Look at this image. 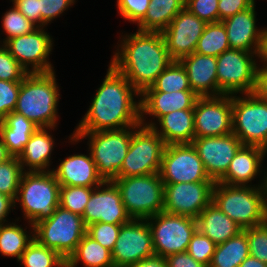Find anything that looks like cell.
<instances>
[{"label": "cell", "mask_w": 267, "mask_h": 267, "mask_svg": "<svg viewBox=\"0 0 267 267\" xmlns=\"http://www.w3.org/2000/svg\"><path fill=\"white\" fill-rule=\"evenodd\" d=\"M140 93L111 64L87 113L73 132L120 130L140 122Z\"/></svg>", "instance_id": "6da1fadb"}, {"label": "cell", "mask_w": 267, "mask_h": 267, "mask_svg": "<svg viewBox=\"0 0 267 267\" xmlns=\"http://www.w3.org/2000/svg\"><path fill=\"white\" fill-rule=\"evenodd\" d=\"M122 36L110 64L141 94L173 60L162 32L137 30Z\"/></svg>", "instance_id": "7a4b0ae2"}, {"label": "cell", "mask_w": 267, "mask_h": 267, "mask_svg": "<svg viewBox=\"0 0 267 267\" xmlns=\"http://www.w3.org/2000/svg\"><path fill=\"white\" fill-rule=\"evenodd\" d=\"M55 71L29 73L22 81L15 112L23 114L39 128L57 126L59 87Z\"/></svg>", "instance_id": "3957f363"}, {"label": "cell", "mask_w": 267, "mask_h": 267, "mask_svg": "<svg viewBox=\"0 0 267 267\" xmlns=\"http://www.w3.org/2000/svg\"><path fill=\"white\" fill-rule=\"evenodd\" d=\"M260 186L215 182L212 202L242 229L258 226L267 221V208Z\"/></svg>", "instance_id": "277c9868"}, {"label": "cell", "mask_w": 267, "mask_h": 267, "mask_svg": "<svg viewBox=\"0 0 267 267\" xmlns=\"http://www.w3.org/2000/svg\"><path fill=\"white\" fill-rule=\"evenodd\" d=\"M60 187L52 171L23 173L15 202L18 201L31 229L54 214L59 206Z\"/></svg>", "instance_id": "5b68a950"}, {"label": "cell", "mask_w": 267, "mask_h": 267, "mask_svg": "<svg viewBox=\"0 0 267 267\" xmlns=\"http://www.w3.org/2000/svg\"><path fill=\"white\" fill-rule=\"evenodd\" d=\"M132 134L133 127L120 130L73 132L69 140L71 143H78L85 137L88 138V151L96 164L98 175L105 182L118 178V172L129 150Z\"/></svg>", "instance_id": "8992f818"}, {"label": "cell", "mask_w": 267, "mask_h": 267, "mask_svg": "<svg viewBox=\"0 0 267 267\" xmlns=\"http://www.w3.org/2000/svg\"><path fill=\"white\" fill-rule=\"evenodd\" d=\"M86 230L82 216L58 206L51 217L34 225V238L67 261Z\"/></svg>", "instance_id": "52a82bcc"}, {"label": "cell", "mask_w": 267, "mask_h": 267, "mask_svg": "<svg viewBox=\"0 0 267 267\" xmlns=\"http://www.w3.org/2000/svg\"><path fill=\"white\" fill-rule=\"evenodd\" d=\"M113 182L131 219H147L163 211L164 183L159 173L117 178Z\"/></svg>", "instance_id": "ba28073f"}, {"label": "cell", "mask_w": 267, "mask_h": 267, "mask_svg": "<svg viewBox=\"0 0 267 267\" xmlns=\"http://www.w3.org/2000/svg\"><path fill=\"white\" fill-rule=\"evenodd\" d=\"M262 52L227 49L217 58L218 96L253 93Z\"/></svg>", "instance_id": "9c48e42d"}, {"label": "cell", "mask_w": 267, "mask_h": 267, "mask_svg": "<svg viewBox=\"0 0 267 267\" xmlns=\"http://www.w3.org/2000/svg\"><path fill=\"white\" fill-rule=\"evenodd\" d=\"M165 148L164 139L152 127L142 124L134 126L129 150L118 178L159 173Z\"/></svg>", "instance_id": "30bf717a"}, {"label": "cell", "mask_w": 267, "mask_h": 267, "mask_svg": "<svg viewBox=\"0 0 267 267\" xmlns=\"http://www.w3.org/2000/svg\"><path fill=\"white\" fill-rule=\"evenodd\" d=\"M232 133L243 145L267 151V102L254 93L232 95Z\"/></svg>", "instance_id": "8fae6325"}, {"label": "cell", "mask_w": 267, "mask_h": 267, "mask_svg": "<svg viewBox=\"0 0 267 267\" xmlns=\"http://www.w3.org/2000/svg\"><path fill=\"white\" fill-rule=\"evenodd\" d=\"M147 222L151 229L155 255L164 258L171 254L186 252L197 230L195 218L164 211L147 218Z\"/></svg>", "instance_id": "7c38bea8"}, {"label": "cell", "mask_w": 267, "mask_h": 267, "mask_svg": "<svg viewBox=\"0 0 267 267\" xmlns=\"http://www.w3.org/2000/svg\"><path fill=\"white\" fill-rule=\"evenodd\" d=\"M159 175L163 183L213 181L192 144L166 145Z\"/></svg>", "instance_id": "4fadbf2b"}, {"label": "cell", "mask_w": 267, "mask_h": 267, "mask_svg": "<svg viewBox=\"0 0 267 267\" xmlns=\"http://www.w3.org/2000/svg\"><path fill=\"white\" fill-rule=\"evenodd\" d=\"M3 45L28 73L53 72L54 67L48 61L53 50V39L44 27H37L26 35L11 38Z\"/></svg>", "instance_id": "5bb4252c"}, {"label": "cell", "mask_w": 267, "mask_h": 267, "mask_svg": "<svg viewBox=\"0 0 267 267\" xmlns=\"http://www.w3.org/2000/svg\"><path fill=\"white\" fill-rule=\"evenodd\" d=\"M155 255L147 219H131L121 225L112 251L114 267H127Z\"/></svg>", "instance_id": "9a60e30c"}, {"label": "cell", "mask_w": 267, "mask_h": 267, "mask_svg": "<svg viewBox=\"0 0 267 267\" xmlns=\"http://www.w3.org/2000/svg\"><path fill=\"white\" fill-rule=\"evenodd\" d=\"M214 181L164 183L163 211L197 218L212 202Z\"/></svg>", "instance_id": "2e32d148"}, {"label": "cell", "mask_w": 267, "mask_h": 267, "mask_svg": "<svg viewBox=\"0 0 267 267\" xmlns=\"http://www.w3.org/2000/svg\"><path fill=\"white\" fill-rule=\"evenodd\" d=\"M195 137L232 133V95L199 97L194 106Z\"/></svg>", "instance_id": "e0dca14e"}, {"label": "cell", "mask_w": 267, "mask_h": 267, "mask_svg": "<svg viewBox=\"0 0 267 267\" xmlns=\"http://www.w3.org/2000/svg\"><path fill=\"white\" fill-rule=\"evenodd\" d=\"M191 144L202 160L208 177L214 182L224 176L230 162L243 145L234 133L216 137H195Z\"/></svg>", "instance_id": "ac0fdd59"}, {"label": "cell", "mask_w": 267, "mask_h": 267, "mask_svg": "<svg viewBox=\"0 0 267 267\" xmlns=\"http://www.w3.org/2000/svg\"><path fill=\"white\" fill-rule=\"evenodd\" d=\"M82 218L86 227L96 222L126 224L131 220L113 181H105L93 188Z\"/></svg>", "instance_id": "d6986e66"}, {"label": "cell", "mask_w": 267, "mask_h": 267, "mask_svg": "<svg viewBox=\"0 0 267 267\" xmlns=\"http://www.w3.org/2000/svg\"><path fill=\"white\" fill-rule=\"evenodd\" d=\"M206 24L186 7L173 18L162 32L169 56L173 61H180L195 52Z\"/></svg>", "instance_id": "ffe728a7"}, {"label": "cell", "mask_w": 267, "mask_h": 267, "mask_svg": "<svg viewBox=\"0 0 267 267\" xmlns=\"http://www.w3.org/2000/svg\"><path fill=\"white\" fill-rule=\"evenodd\" d=\"M255 4L222 21L230 48L263 52L265 30L256 27Z\"/></svg>", "instance_id": "44dd1931"}, {"label": "cell", "mask_w": 267, "mask_h": 267, "mask_svg": "<svg viewBox=\"0 0 267 267\" xmlns=\"http://www.w3.org/2000/svg\"><path fill=\"white\" fill-rule=\"evenodd\" d=\"M190 88L198 97L218 96L217 58L194 52L180 60Z\"/></svg>", "instance_id": "7402d4cb"}, {"label": "cell", "mask_w": 267, "mask_h": 267, "mask_svg": "<svg viewBox=\"0 0 267 267\" xmlns=\"http://www.w3.org/2000/svg\"><path fill=\"white\" fill-rule=\"evenodd\" d=\"M56 180L60 186H84L95 188L104 181L98 175L96 164L91 153L70 155L53 169Z\"/></svg>", "instance_id": "603a6c76"}, {"label": "cell", "mask_w": 267, "mask_h": 267, "mask_svg": "<svg viewBox=\"0 0 267 267\" xmlns=\"http://www.w3.org/2000/svg\"><path fill=\"white\" fill-rule=\"evenodd\" d=\"M199 97L192 90L176 92H142L140 94V120L151 115L158 120L172 111L194 109Z\"/></svg>", "instance_id": "cb8c5ba5"}, {"label": "cell", "mask_w": 267, "mask_h": 267, "mask_svg": "<svg viewBox=\"0 0 267 267\" xmlns=\"http://www.w3.org/2000/svg\"><path fill=\"white\" fill-rule=\"evenodd\" d=\"M266 153L267 151L261 147L242 145L230 162L227 172L218 182L248 186V183L262 172L260 168Z\"/></svg>", "instance_id": "d4e9b609"}, {"label": "cell", "mask_w": 267, "mask_h": 267, "mask_svg": "<svg viewBox=\"0 0 267 267\" xmlns=\"http://www.w3.org/2000/svg\"><path fill=\"white\" fill-rule=\"evenodd\" d=\"M141 124L152 127L165 141L166 145L170 144H191L195 138L194 131V109H184L172 111L162 116L156 122H146L140 120Z\"/></svg>", "instance_id": "484cf974"}, {"label": "cell", "mask_w": 267, "mask_h": 267, "mask_svg": "<svg viewBox=\"0 0 267 267\" xmlns=\"http://www.w3.org/2000/svg\"><path fill=\"white\" fill-rule=\"evenodd\" d=\"M50 129L53 130L54 127L38 128L31 135L24 150L17 157L24 172L26 171V167L27 172L52 171L49 167L51 164V153L55 142L52 137L53 135L50 134Z\"/></svg>", "instance_id": "4316f807"}, {"label": "cell", "mask_w": 267, "mask_h": 267, "mask_svg": "<svg viewBox=\"0 0 267 267\" xmlns=\"http://www.w3.org/2000/svg\"><path fill=\"white\" fill-rule=\"evenodd\" d=\"M196 221L197 229L216 245L226 242L243 230L213 202L201 211Z\"/></svg>", "instance_id": "83f0119b"}, {"label": "cell", "mask_w": 267, "mask_h": 267, "mask_svg": "<svg viewBox=\"0 0 267 267\" xmlns=\"http://www.w3.org/2000/svg\"><path fill=\"white\" fill-rule=\"evenodd\" d=\"M38 128L23 114L13 111L0 121V139L7 146L8 151L18 157Z\"/></svg>", "instance_id": "f1b7e54d"}, {"label": "cell", "mask_w": 267, "mask_h": 267, "mask_svg": "<svg viewBox=\"0 0 267 267\" xmlns=\"http://www.w3.org/2000/svg\"><path fill=\"white\" fill-rule=\"evenodd\" d=\"M184 7L185 0H150L144 19L138 24V30L163 32Z\"/></svg>", "instance_id": "f546056e"}, {"label": "cell", "mask_w": 267, "mask_h": 267, "mask_svg": "<svg viewBox=\"0 0 267 267\" xmlns=\"http://www.w3.org/2000/svg\"><path fill=\"white\" fill-rule=\"evenodd\" d=\"M114 267L112 252L104 248L87 233L77 245L75 252L66 261V267Z\"/></svg>", "instance_id": "4dcf8cb0"}, {"label": "cell", "mask_w": 267, "mask_h": 267, "mask_svg": "<svg viewBox=\"0 0 267 267\" xmlns=\"http://www.w3.org/2000/svg\"><path fill=\"white\" fill-rule=\"evenodd\" d=\"M249 255L246 229H243L226 242L216 245L208 267H239Z\"/></svg>", "instance_id": "1f68e13d"}, {"label": "cell", "mask_w": 267, "mask_h": 267, "mask_svg": "<svg viewBox=\"0 0 267 267\" xmlns=\"http://www.w3.org/2000/svg\"><path fill=\"white\" fill-rule=\"evenodd\" d=\"M28 235L26 229L15 222L0 225V253L2 256L16 257L18 262L28 244L34 239V229Z\"/></svg>", "instance_id": "d6a6232c"}, {"label": "cell", "mask_w": 267, "mask_h": 267, "mask_svg": "<svg viewBox=\"0 0 267 267\" xmlns=\"http://www.w3.org/2000/svg\"><path fill=\"white\" fill-rule=\"evenodd\" d=\"M227 49H230L226 28L222 21L207 23L201 37L198 40L195 52L218 57Z\"/></svg>", "instance_id": "836d02e7"}, {"label": "cell", "mask_w": 267, "mask_h": 267, "mask_svg": "<svg viewBox=\"0 0 267 267\" xmlns=\"http://www.w3.org/2000/svg\"><path fill=\"white\" fill-rule=\"evenodd\" d=\"M192 90L189 85L186 69L180 61L171 64L157 77L151 87L143 92H176Z\"/></svg>", "instance_id": "e575fe53"}, {"label": "cell", "mask_w": 267, "mask_h": 267, "mask_svg": "<svg viewBox=\"0 0 267 267\" xmlns=\"http://www.w3.org/2000/svg\"><path fill=\"white\" fill-rule=\"evenodd\" d=\"M19 261L23 267H66L65 259L35 238L28 244Z\"/></svg>", "instance_id": "d590c367"}, {"label": "cell", "mask_w": 267, "mask_h": 267, "mask_svg": "<svg viewBox=\"0 0 267 267\" xmlns=\"http://www.w3.org/2000/svg\"><path fill=\"white\" fill-rule=\"evenodd\" d=\"M93 188L84 186H61L59 196V206L82 216Z\"/></svg>", "instance_id": "8d00e7d4"}, {"label": "cell", "mask_w": 267, "mask_h": 267, "mask_svg": "<svg viewBox=\"0 0 267 267\" xmlns=\"http://www.w3.org/2000/svg\"><path fill=\"white\" fill-rule=\"evenodd\" d=\"M24 171L18 158L13 156L10 160L0 164V193L14 200Z\"/></svg>", "instance_id": "74e56055"}, {"label": "cell", "mask_w": 267, "mask_h": 267, "mask_svg": "<svg viewBox=\"0 0 267 267\" xmlns=\"http://www.w3.org/2000/svg\"><path fill=\"white\" fill-rule=\"evenodd\" d=\"M11 8L2 17V27L7 35L3 39V44L11 38L26 35L37 28L14 5Z\"/></svg>", "instance_id": "f35d334b"}, {"label": "cell", "mask_w": 267, "mask_h": 267, "mask_svg": "<svg viewBox=\"0 0 267 267\" xmlns=\"http://www.w3.org/2000/svg\"><path fill=\"white\" fill-rule=\"evenodd\" d=\"M215 247L216 244L197 229L190 240L186 252L194 260L209 266Z\"/></svg>", "instance_id": "ab89813d"}, {"label": "cell", "mask_w": 267, "mask_h": 267, "mask_svg": "<svg viewBox=\"0 0 267 267\" xmlns=\"http://www.w3.org/2000/svg\"><path fill=\"white\" fill-rule=\"evenodd\" d=\"M123 224L96 222L87 226L86 233L104 248L113 251Z\"/></svg>", "instance_id": "60d3db41"}, {"label": "cell", "mask_w": 267, "mask_h": 267, "mask_svg": "<svg viewBox=\"0 0 267 267\" xmlns=\"http://www.w3.org/2000/svg\"><path fill=\"white\" fill-rule=\"evenodd\" d=\"M250 256L267 264V221L261 225L246 228Z\"/></svg>", "instance_id": "b9f144b4"}, {"label": "cell", "mask_w": 267, "mask_h": 267, "mask_svg": "<svg viewBox=\"0 0 267 267\" xmlns=\"http://www.w3.org/2000/svg\"><path fill=\"white\" fill-rule=\"evenodd\" d=\"M29 73L8 52L4 45H0V80L22 81Z\"/></svg>", "instance_id": "7bdbcfd3"}, {"label": "cell", "mask_w": 267, "mask_h": 267, "mask_svg": "<svg viewBox=\"0 0 267 267\" xmlns=\"http://www.w3.org/2000/svg\"><path fill=\"white\" fill-rule=\"evenodd\" d=\"M20 85L21 81L0 80V121L15 110Z\"/></svg>", "instance_id": "ee69618b"}, {"label": "cell", "mask_w": 267, "mask_h": 267, "mask_svg": "<svg viewBox=\"0 0 267 267\" xmlns=\"http://www.w3.org/2000/svg\"><path fill=\"white\" fill-rule=\"evenodd\" d=\"M219 0H185V7L205 23L219 22Z\"/></svg>", "instance_id": "f6af8a7d"}, {"label": "cell", "mask_w": 267, "mask_h": 267, "mask_svg": "<svg viewBox=\"0 0 267 267\" xmlns=\"http://www.w3.org/2000/svg\"><path fill=\"white\" fill-rule=\"evenodd\" d=\"M150 0H117V9L120 16L129 22L137 23L144 19Z\"/></svg>", "instance_id": "bcb514c9"}, {"label": "cell", "mask_w": 267, "mask_h": 267, "mask_svg": "<svg viewBox=\"0 0 267 267\" xmlns=\"http://www.w3.org/2000/svg\"><path fill=\"white\" fill-rule=\"evenodd\" d=\"M74 3L75 0H40L41 27H46L45 25L60 17Z\"/></svg>", "instance_id": "7dc6e473"}, {"label": "cell", "mask_w": 267, "mask_h": 267, "mask_svg": "<svg viewBox=\"0 0 267 267\" xmlns=\"http://www.w3.org/2000/svg\"><path fill=\"white\" fill-rule=\"evenodd\" d=\"M255 4V0H219V21L232 17L238 12L244 11Z\"/></svg>", "instance_id": "c3c4849f"}, {"label": "cell", "mask_w": 267, "mask_h": 267, "mask_svg": "<svg viewBox=\"0 0 267 267\" xmlns=\"http://www.w3.org/2000/svg\"><path fill=\"white\" fill-rule=\"evenodd\" d=\"M13 5L37 27H41L40 0H11Z\"/></svg>", "instance_id": "681fc988"}, {"label": "cell", "mask_w": 267, "mask_h": 267, "mask_svg": "<svg viewBox=\"0 0 267 267\" xmlns=\"http://www.w3.org/2000/svg\"><path fill=\"white\" fill-rule=\"evenodd\" d=\"M167 267H208L194 260L187 252L171 254L165 257Z\"/></svg>", "instance_id": "f907efd6"}, {"label": "cell", "mask_w": 267, "mask_h": 267, "mask_svg": "<svg viewBox=\"0 0 267 267\" xmlns=\"http://www.w3.org/2000/svg\"><path fill=\"white\" fill-rule=\"evenodd\" d=\"M253 93L267 102V63L263 62L262 67L259 66L256 72V84Z\"/></svg>", "instance_id": "816d5d0a"}, {"label": "cell", "mask_w": 267, "mask_h": 267, "mask_svg": "<svg viewBox=\"0 0 267 267\" xmlns=\"http://www.w3.org/2000/svg\"><path fill=\"white\" fill-rule=\"evenodd\" d=\"M14 207H16L15 200L3 193H0V225L8 222L6 217L9 215L11 210L15 209Z\"/></svg>", "instance_id": "f5cc1de1"}, {"label": "cell", "mask_w": 267, "mask_h": 267, "mask_svg": "<svg viewBox=\"0 0 267 267\" xmlns=\"http://www.w3.org/2000/svg\"><path fill=\"white\" fill-rule=\"evenodd\" d=\"M127 267H167L164 257L153 255Z\"/></svg>", "instance_id": "db71d44e"}, {"label": "cell", "mask_w": 267, "mask_h": 267, "mask_svg": "<svg viewBox=\"0 0 267 267\" xmlns=\"http://www.w3.org/2000/svg\"><path fill=\"white\" fill-rule=\"evenodd\" d=\"M239 267H267V264L249 255Z\"/></svg>", "instance_id": "11a10c76"}, {"label": "cell", "mask_w": 267, "mask_h": 267, "mask_svg": "<svg viewBox=\"0 0 267 267\" xmlns=\"http://www.w3.org/2000/svg\"><path fill=\"white\" fill-rule=\"evenodd\" d=\"M13 155L8 151L7 146L0 139V164L10 160Z\"/></svg>", "instance_id": "9f6ffc18"}, {"label": "cell", "mask_w": 267, "mask_h": 267, "mask_svg": "<svg viewBox=\"0 0 267 267\" xmlns=\"http://www.w3.org/2000/svg\"><path fill=\"white\" fill-rule=\"evenodd\" d=\"M264 174H266V176L264 175V177L262 178L263 180H261L260 182L261 183L260 187L263 193L264 203L267 208V172H265Z\"/></svg>", "instance_id": "6f0895ef"}, {"label": "cell", "mask_w": 267, "mask_h": 267, "mask_svg": "<svg viewBox=\"0 0 267 267\" xmlns=\"http://www.w3.org/2000/svg\"><path fill=\"white\" fill-rule=\"evenodd\" d=\"M264 30H265L264 47H263V52H262L260 61L267 63V27Z\"/></svg>", "instance_id": "680465c9"}]
</instances>
